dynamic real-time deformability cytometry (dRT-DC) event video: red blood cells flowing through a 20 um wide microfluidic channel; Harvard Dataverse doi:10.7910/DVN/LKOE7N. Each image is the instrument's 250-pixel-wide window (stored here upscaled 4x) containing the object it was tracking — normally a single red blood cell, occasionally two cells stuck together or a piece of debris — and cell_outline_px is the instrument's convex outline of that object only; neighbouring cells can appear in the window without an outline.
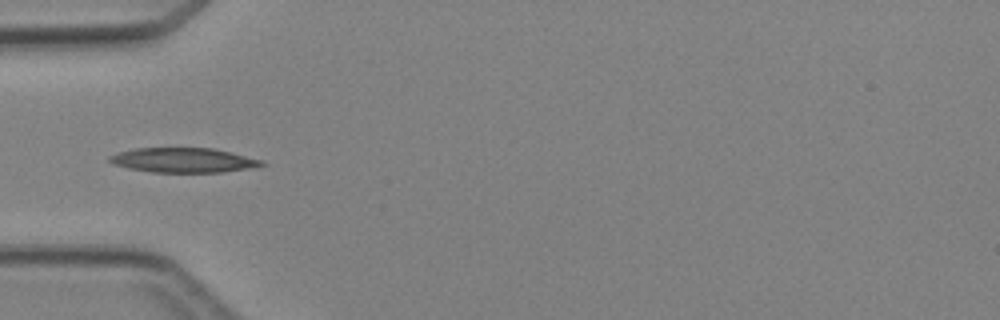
{"species": "Egyptian fruit bat (a non-hibernating species)", "species_latin": "Rousettus aegyptiacus", "temperature_condition": "cold", "stored_images_in_passage": 5, "camera_frame_rate_fps": 3000, "um_per_image_px": 0.085, "animal": {"sex": "female"}, "frame": {"image": 1, "passage_image": 5, "time_ms": 4.667, "image_size_px": [1000, 320], "cell_outline_px": [[268, 164], [248, 168], [220, 172], [152, 172], [128, 168], [112, 164], [108, 160], [108, 156], [116, 152], [136, 148], [212, 148], [264, 160]], "centroid_in_image_um": [15.54, 13.61], "position_along_channel_um": 69.5, "area_um2": 21.85}}